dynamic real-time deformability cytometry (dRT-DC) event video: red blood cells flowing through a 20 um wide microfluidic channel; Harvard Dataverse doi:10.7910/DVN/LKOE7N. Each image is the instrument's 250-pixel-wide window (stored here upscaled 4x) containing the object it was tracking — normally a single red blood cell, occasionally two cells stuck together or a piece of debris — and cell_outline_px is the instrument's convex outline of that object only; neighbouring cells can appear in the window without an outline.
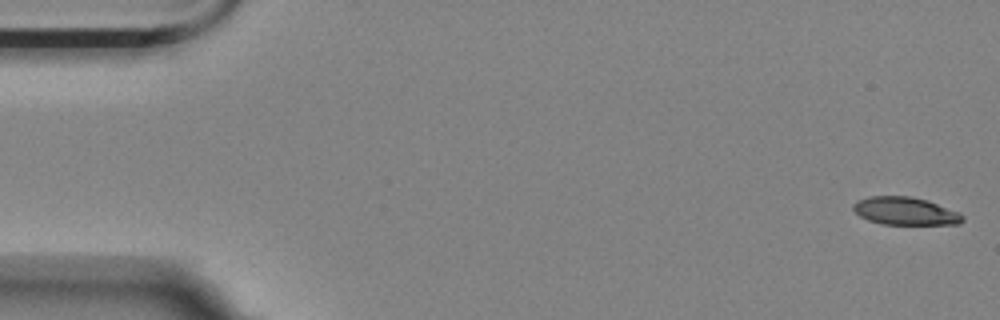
{"species": "Egyptian fruit bat (a non-hibernating species)", "species_latin": "Rousettus aegyptiacus", "temperature_condition": "room temperature", "stored_images_in_passage": 56, "camera_frame_rate_fps": 3000, "um_per_image_px": 0.085, "animal": {"sex": "female"}, "frame": {"image": 1, "passage_image": 1, "time_ms": 0.0, "image_size_px": [1000, 320], "cell_outline_px": [[964, 220], [960, 224], [880, 224], [868, 220], [860, 216], [852, 208], [852, 204], [856, 200], [868, 196], [908, 196], [928, 200], [960, 212], [964, 216]], "centroid_in_image_um": [76.94, 17.93], "position_along_channel_um": 8.1, "area_um2": 17.92}}
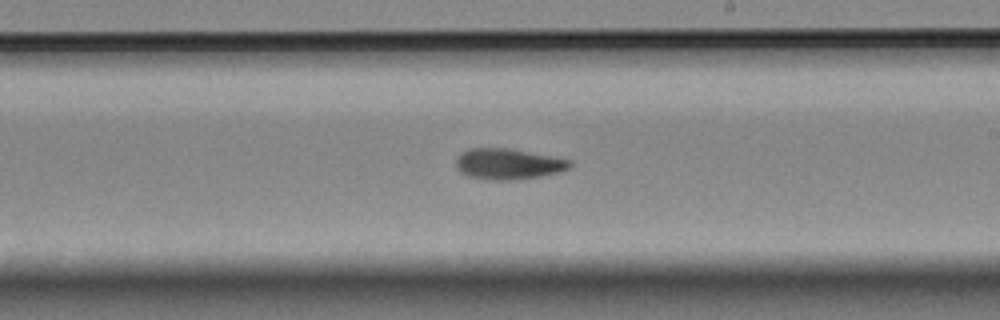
{"frame": {"image": 2, "passage_image": 32, "time_ms": 10.333, "image_size_px": [1000, 320], "cell_outline_px": [[572, 164], [568, 168], [556, 172], [540, 176], [512, 180], [488, 180], [468, 176], [460, 172], [456, 168], [456, 160], [464, 152], [472, 148], [508, 148], [552, 156], [572, 160]], "centroid_in_image_um": [43.19, 13.94], "position_along_channel_um": 245.8, "area_um2": 20.23}}
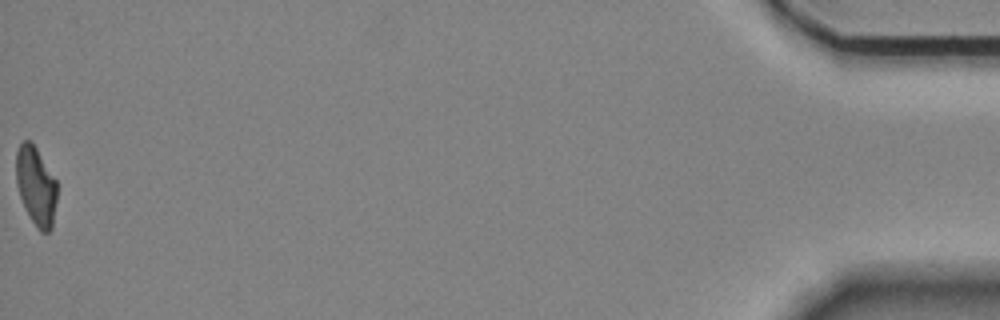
{"frame": {"image": 3, "passage_image": 56, "time_ms": 18.333, "image_size_px": [1000, 320], "cell_outline_px": [[56, 200], [52, 228], [48, 232], [40, 232], [36, 228], [20, 196], [16, 184], [16, 152], [20, 144], [24, 140], [32, 140], [56, 180]], "centroid_in_image_um": [3.05, 15.78], "position_along_channel_um": 432.1, "area_um2": 18.67}, "authors_computed_cell_mechanics": {"area_um2": 19.8254, "velocity_mm_per_s": 3.5622, "shape_relaxation_time_tau1_ms": null, "shape_relaxation_time_tau2_ms": 6.9991, "deformation_change_tau1": null, "deformation_change_tau2": 0.1453}}